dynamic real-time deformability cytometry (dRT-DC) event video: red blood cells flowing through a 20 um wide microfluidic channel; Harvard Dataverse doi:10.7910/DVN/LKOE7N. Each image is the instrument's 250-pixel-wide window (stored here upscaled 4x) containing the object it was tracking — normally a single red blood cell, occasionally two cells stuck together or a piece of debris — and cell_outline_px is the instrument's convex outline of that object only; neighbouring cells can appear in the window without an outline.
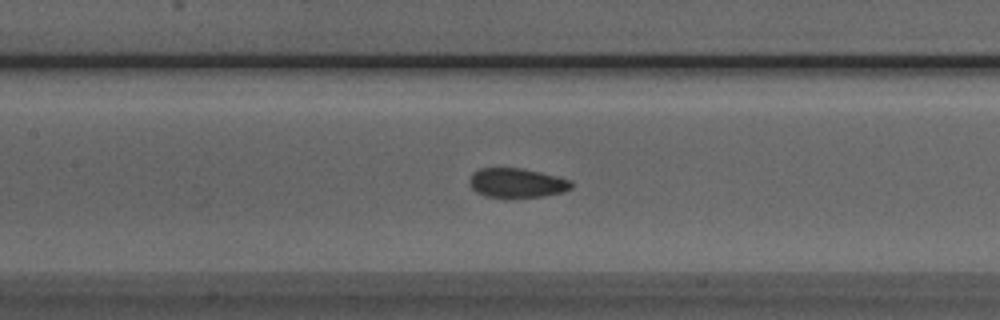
{"species": "Egyptian fruit bat (a non-hibernating species)", "species_latin": "Rousettus aegyptiacus", "temperature_condition": "room temperature", "stored_images_in_passage": 42, "camera_frame_rate_fps": 3000, "um_per_image_px": 0.085, "animal": {"sex": "male"}, "frame": {"image": 1, "passage_image": 14, "time_ms": 4.333, "image_size_px": [1000, 320], "cell_outline_px": [[572, 188], [564, 192], [544, 196], [484, 196], [476, 192], [472, 188], [468, 180], [472, 172], [480, 168], [520, 168], [540, 172], [572, 180]], "centroid_in_image_um": [43.93, 15.53], "position_along_channel_um": 163.5, "area_um2": 17.28}}
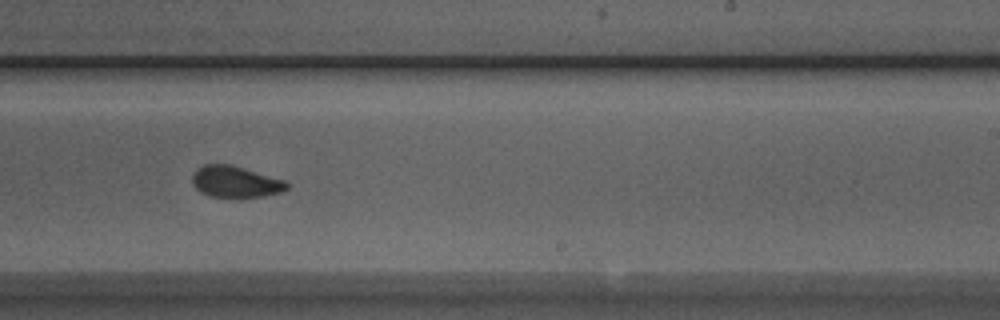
{"frame": {"image": 2, "passage_image": 22, "time_ms": 7.0, "image_size_px": [1000, 320], "cell_outline_px": [[288, 188], [280, 192], [264, 196], [240, 200], [236, 200], [208, 196], [200, 192], [192, 184], [192, 176], [196, 168], [204, 164], [228, 164], [244, 168], [288, 180]], "centroid_in_image_um": [20.02, 15.49], "position_along_channel_um": 269.0, "area_um2": 18.15}}
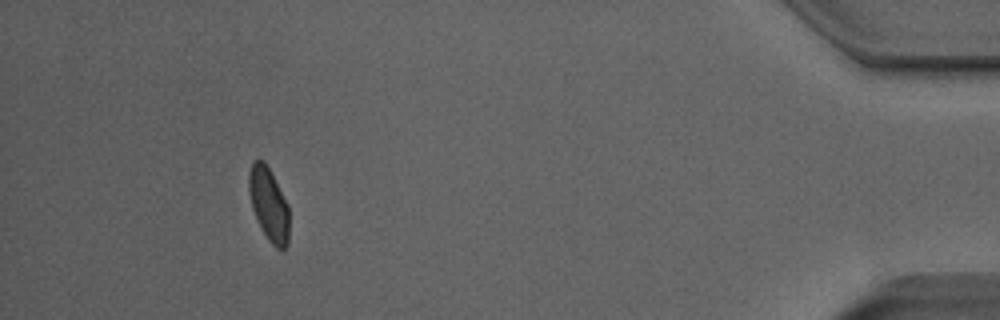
{"frame": {"image": 3, "passage_image": 38, "time_ms": 12.333, "image_size_px": [1000, 320], "cell_outline_px": [[288, 244], [284, 248], [276, 248], [268, 240], [260, 228], [252, 208], [248, 192], [248, 172], [252, 160], [264, 160], [288, 204]], "centroid_in_image_um": [22.81, 17.34], "position_along_channel_um": 412.4, "area_um2": 17.22}, "authors_computed_cell_mechanics": {"area_um2": 17.9758, "velocity_mm_per_s": 3.9652, "shape_relaxation_time_tau1_ms": 4.4487, "shape_relaxation_time_tau2_ms": 1.1089, "deformation_change_tau1": 0.1101, "deformation_change_tau2": 0.0418}}